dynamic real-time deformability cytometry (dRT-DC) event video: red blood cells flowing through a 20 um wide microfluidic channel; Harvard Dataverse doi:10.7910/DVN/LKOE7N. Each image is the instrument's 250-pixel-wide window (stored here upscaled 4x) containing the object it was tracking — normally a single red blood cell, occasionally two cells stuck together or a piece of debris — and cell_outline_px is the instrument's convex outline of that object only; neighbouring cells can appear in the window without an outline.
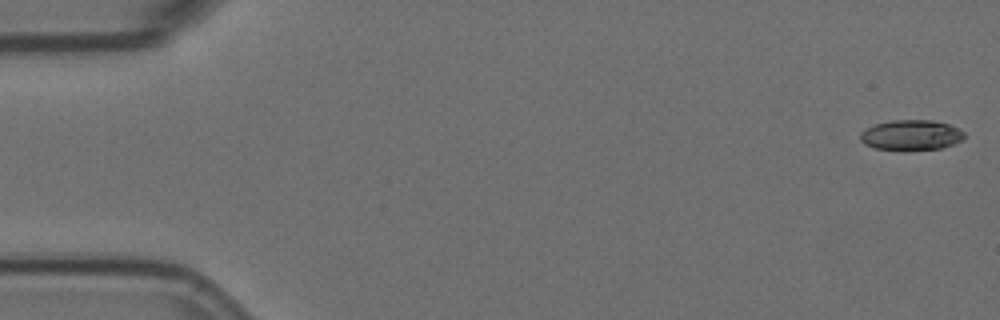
{"species": "Egyptian fruit bat (a non-hibernating species)", "species_latin": "Rousettus aegyptiacus", "temperature_condition": "room temperature", "stored_images_in_passage": 58, "camera_frame_rate_fps": 3000, "um_per_image_px": 0.085, "animal": {"sex": "female"}, "frame": {"image": 1, "passage_image": 1, "time_ms": 0.0, "image_size_px": [1000, 320], "cell_outline_px": [[964, 140], [940, 148], [904, 152], [876, 148], [864, 144], [860, 140], [860, 132], [876, 124], [892, 120], [932, 120], [948, 124], [964, 132]], "centroid_in_image_um": [77.43, 11.51], "position_along_channel_um": 7.6, "area_um2": 18.61}}
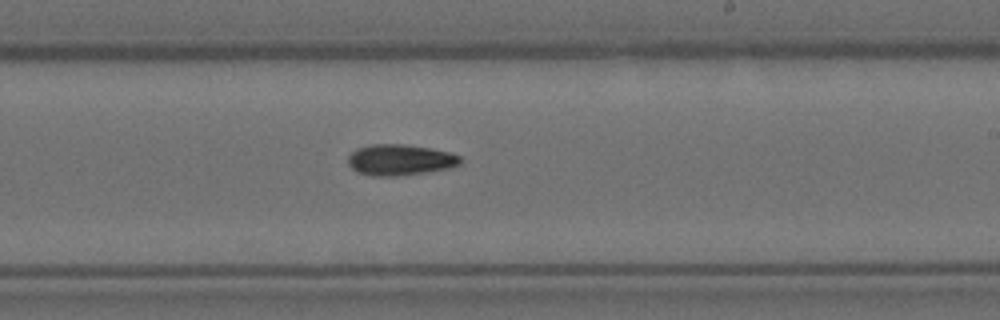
{"frame": {"image": 2, "passage_image": 34, "time_ms": 11.0, "image_size_px": [1000, 320], "cell_outline_px": [[460, 164], [448, 168], [424, 172], [396, 176], [372, 176], [356, 172], [348, 164], [348, 156], [356, 148], [372, 144], [404, 144], [432, 148], [448, 152], [460, 156]], "centroid_in_image_um": [33.96, 13.58], "position_along_channel_um": 255.0, "area_um2": 20.23}}
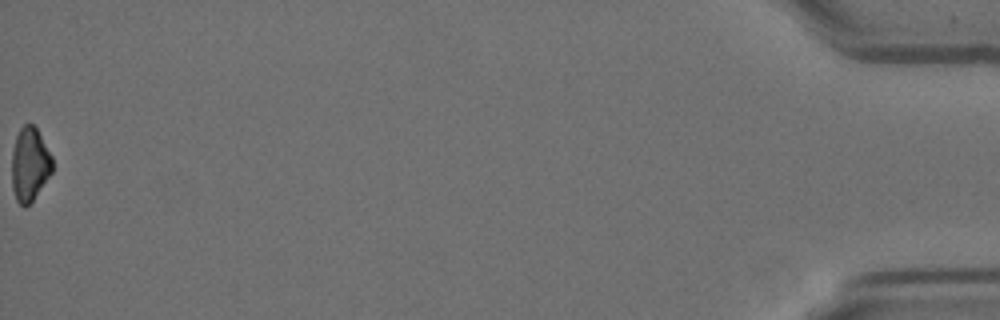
{"frame": {"image": 3, "passage_image": 58, "time_ms": 19.0, "image_size_px": [1000, 320], "cell_outline_px": [[52, 172], [32, 200], [24, 208], [16, 200], [12, 188], [12, 152], [16, 136], [20, 128], [24, 124], [32, 124], [36, 128], [52, 156]], "centroid_in_image_um": [2.51, 13.96], "position_along_channel_um": 432.7, "area_um2": 17.22}}